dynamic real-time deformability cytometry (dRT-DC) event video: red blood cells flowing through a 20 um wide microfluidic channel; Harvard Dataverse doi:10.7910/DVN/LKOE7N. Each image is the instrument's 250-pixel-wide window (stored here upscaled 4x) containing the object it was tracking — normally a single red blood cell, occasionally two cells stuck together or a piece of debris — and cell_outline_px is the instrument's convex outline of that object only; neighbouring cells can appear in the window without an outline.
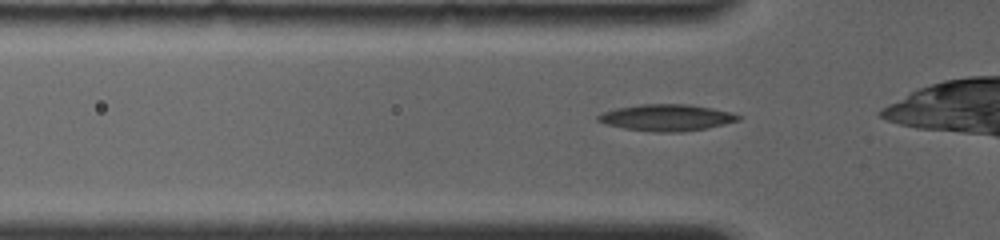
{"species": "common noctule bat (a hibernating species)", "species_latin": "Nyctalus noctula", "temperature_condition": "room temperature", "stored_images_in_passage": 48, "camera_frame_rate_fps": 4000, "um_per_image_px": 0.085, "animal": {"sex": "female", "body_mass_g": 19.0, "forearm_length_mm": 56.7}, "frame": {"image": 1, "passage_image": 3, "time_ms": 0.5, "image_size_px": [1000, 240], "cell_outline_px": [[744, 116], [740, 120], [724, 124], [704, 128], [680, 132], [656, 132], [624, 128], [604, 124], [596, 120], [596, 116], [604, 112], [616, 108], [640, 104], [688, 104], [712, 108], [732, 112]], "centroid_in_image_um": [56.67, 9.99], "position_along_channel_um": 69.1, "area_um2": 21.73}}
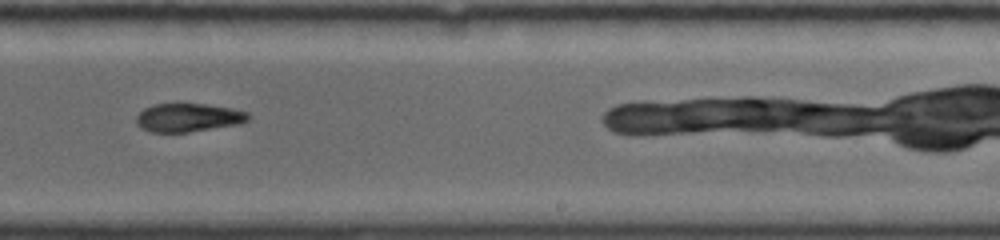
{"frame": {"image": 2, "passage_image": 24, "time_ms": 5.75, "image_size_px": [1000, 240], "cell_outline_px": [[252, 116], [248, 120], [240, 124], [188, 132], [152, 132], [140, 128], [136, 124], [136, 116], [144, 108], [156, 104], [208, 104], [232, 108], [248, 112]], "centroid_in_image_um": [16.02, 9.99], "position_along_channel_um": 273.0, "area_um2": 18.67}}
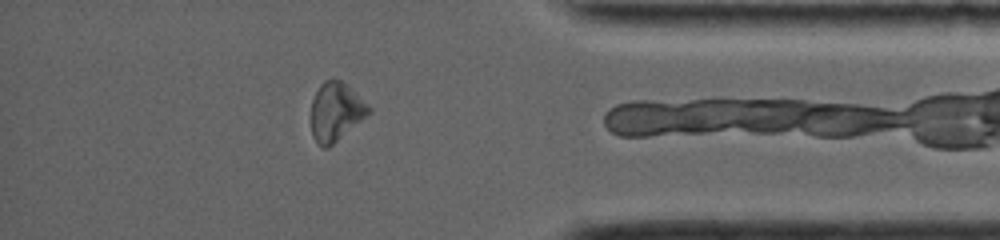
{"frame": {"image": 3, "passage_image": 39, "time_ms": 9.5, "image_size_px": [1000, 240], "cell_outline_px": [[372, 112], [328, 148], [324, 148], [312, 136], [312, 100], [320, 84], [324, 80], [340, 80], [348, 84], [372, 108]], "centroid_in_image_um": [28.58, 9.48], "position_along_channel_um": 406.6, "area_um2": 19.59}, "authors_computed_cell_mechanics": {"area_um2": 19.9121, "velocity_mm_per_s": 3.8794, "shape_relaxation_time_tau1_ms": null, "shape_relaxation_time_tau2_ms": 10.0137, "deformation_change_tau1": null, "deformation_change_tau2": 0.1941}}